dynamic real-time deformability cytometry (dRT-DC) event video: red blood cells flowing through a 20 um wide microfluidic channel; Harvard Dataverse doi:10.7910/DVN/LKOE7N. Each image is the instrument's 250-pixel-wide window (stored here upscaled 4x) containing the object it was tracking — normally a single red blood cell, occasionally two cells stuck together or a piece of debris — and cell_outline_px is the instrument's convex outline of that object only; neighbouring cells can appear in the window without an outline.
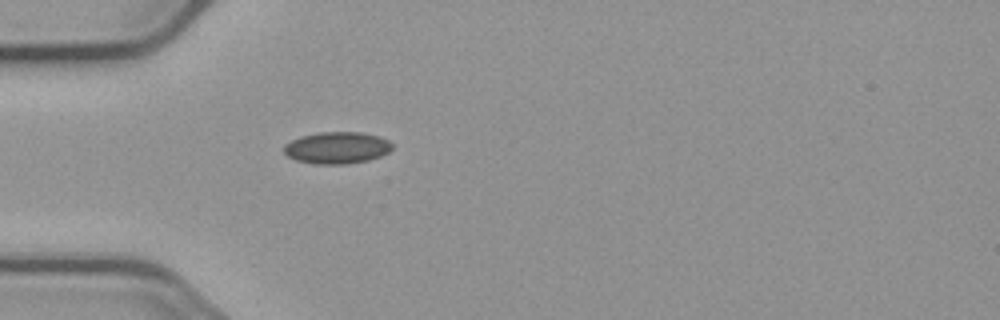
{"species": "common noctule bat (a hibernating species)", "species_latin": "Nyctalus noctula", "temperature_condition": "cold", "stored_images_in_passage": 5, "camera_frame_rate_fps": 3000, "um_per_image_px": 0.085, "animal": {"sex": "male", "body_mass_g": 23.1, "forearm_length_mm": 52.7}, "frame": {"image": 1, "passage_image": 5, "time_ms": 5.667, "image_size_px": [1000, 320], "cell_outline_px": [[392, 148], [388, 152], [380, 156], [368, 160], [344, 164], [312, 164], [296, 160], [288, 156], [284, 152], [284, 144], [300, 136], [320, 132], [360, 132], [380, 136], [388, 140], [392, 144]], "centroid_in_image_um": [28.63, 12.56], "position_along_channel_um": 56.4, "area_um2": 20.11}}